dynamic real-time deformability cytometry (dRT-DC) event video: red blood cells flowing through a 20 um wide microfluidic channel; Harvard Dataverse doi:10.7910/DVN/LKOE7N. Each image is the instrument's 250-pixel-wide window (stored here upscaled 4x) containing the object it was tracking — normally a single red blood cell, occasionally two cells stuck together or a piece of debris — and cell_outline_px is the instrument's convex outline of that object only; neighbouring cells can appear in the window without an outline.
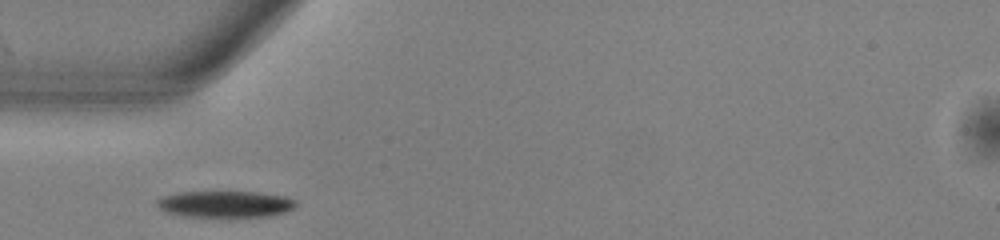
{"species": "common noctule bat (a hibernating species)", "species_latin": "Nyctalus noctula", "temperature_condition": "warm", "stored_images_in_passage": 37, "camera_frame_rate_fps": 3000, "um_per_image_px": 0.085, "animal": {"sex": "male", "body_mass_g": 13.0, "forearm_length_mm": 53.1}, "frame": {"image": 1, "passage_image": 1, "time_ms": 0.0, "image_size_px": [1000, 240], "cell_outline_px": [[296, 204], [292, 208], [284, 212], [272, 216], [184, 216], [164, 212], [156, 204], [156, 200], [164, 196], [180, 192], [260, 192], [284, 196], [296, 200]], "centroid_in_image_um": [19.14, 17.34], "position_along_channel_um": 65.9, "area_um2": 21.27}}
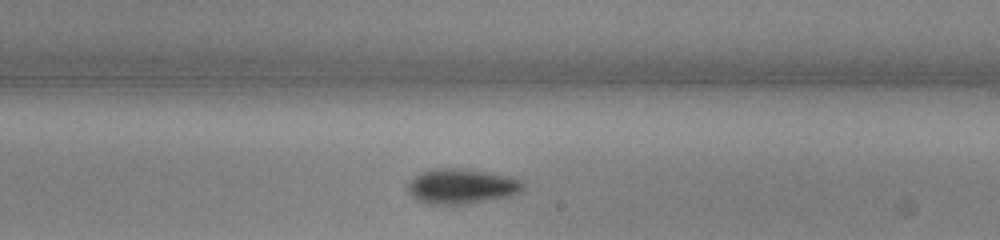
{"frame": {"image": 2, "passage_image": 15, "time_ms": 4.667, "image_size_px": [1000, 240], "cell_outline_px": [[524, 188], [520, 192], [508, 196], [464, 204], [428, 204], [416, 200], [408, 192], [408, 184], [420, 172], [436, 168], [468, 168], [512, 176], [524, 180]], "centroid_in_image_um": [39.27, 15.81], "position_along_channel_um": 249.7, "area_um2": 23.76}}
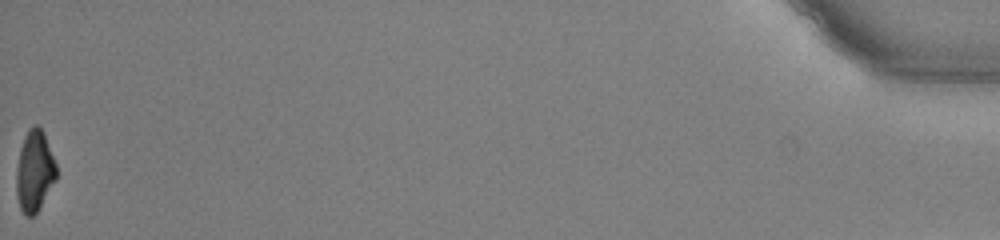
{"frame": {"image": 3, "passage_image": 37, "time_ms": 12.0, "image_size_px": [1000, 240], "cell_outline_px": [[56, 180], [36, 212], [32, 216], [24, 216], [20, 208], [16, 192], [16, 168], [20, 148], [24, 136], [28, 128], [36, 124], [44, 132], [56, 164]], "centroid_in_image_um": [2.92, 14.52], "position_along_channel_um": 432.3, "area_um2": 18.9}, "authors_computed_cell_mechanics": {"area_um2": 21.5016, "velocity_mm_per_s": 3.9535, "shape_relaxation_time_tau1_ms": 2.7936, "shape_relaxation_time_tau2_ms": null, "deformation_change_tau1": 0.1172, "deformation_change_tau2": null}}